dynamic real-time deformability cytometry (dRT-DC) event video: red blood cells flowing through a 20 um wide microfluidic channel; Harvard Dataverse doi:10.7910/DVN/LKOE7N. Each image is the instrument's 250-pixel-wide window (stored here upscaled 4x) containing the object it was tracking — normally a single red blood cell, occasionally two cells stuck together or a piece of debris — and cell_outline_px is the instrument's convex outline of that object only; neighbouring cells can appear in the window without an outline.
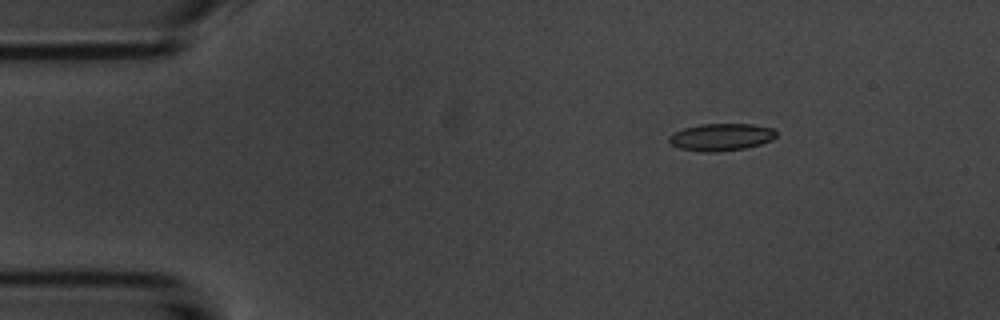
{"species": "common noctule bat (a hibernating species)", "species_latin": "Nyctalus noctula", "temperature_condition": "room temperature", "stored_images_in_passage": 47, "camera_frame_rate_fps": 3000, "um_per_image_px": 0.085, "animal": {"sex": "male", "body_mass_g": 20.1, "forearm_length_mm": 53.5}, "frame": {"image": 1, "passage_image": 1, "time_ms": 0.0, "image_size_px": [1000, 320], "cell_outline_px": [[776, 136], [772, 140], [760, 144], [744, 148], [716, 152], [704, 152], [680, 148], [672, 144], [668, 140], [668, 136], [684, 128], [700, 124], [752, 124], [772, 128], [776, 132]], "centroid_in_image_um": [61.3, 11.65], "position_along_channel_um": 23.7, "area_um2": 16.88}}
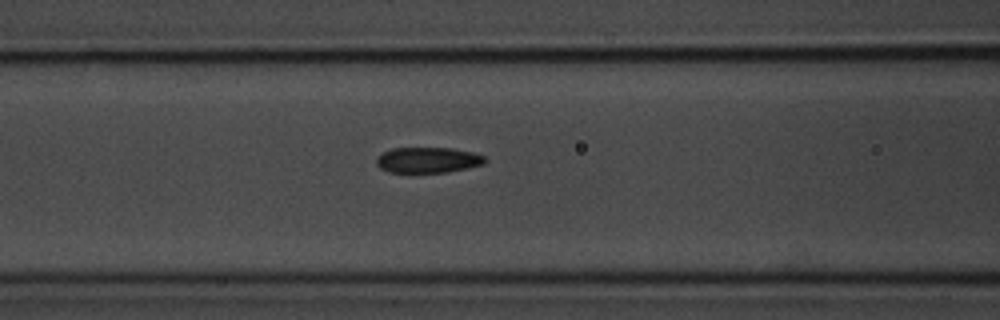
{"frame": {"image": 2, "passage_image": 15, "time_ms": 4.667, "image_size_px": [1000, 320], "cell_outline_px": [[488, 160], [484, 164], [468, 168], [448, 172], [388, 172], [380, 168], [376, 164], [376, 156], [392, 148], [452, 148], [472, 152], [484, 156]], "centroid_in_image_um": [36.37, 13.6], "position_along_channel_um": 130.2, "area_um2": 16.3}}
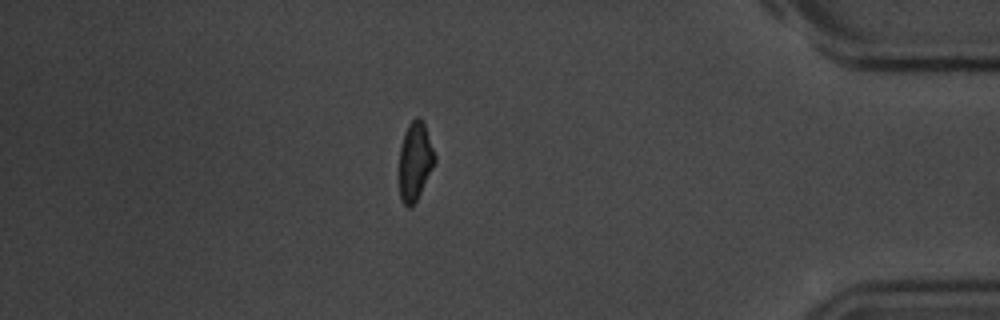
{"frame": {"image": 3, "passage_image": 40, "time_ms": 13.0, "image_size_px": [1000, 320], "cell_outline_px": [[436, 160], [416, 200], [408, 208], [404, 204], [400, 196], [400, 148], [404, 132], [408, 124], [416, 116], [424, 120], [436, 156]], "centroid_in_image_um": [35.29, 13.62], "position_along_channel_um": 399.9, "area_um2": 16.07}, "authors_computed_cell_mechanics": {"area_um2": 16.762, "velocity_mm_per_s": 3.6985, "shape_relaxation_time_tau1_ms": 4.0816, "shape_relaxation_time_tau2_ms": 2.1844, "deformation_change_tau1": 0.125, "deformation_change_tau2": 0.0778}}